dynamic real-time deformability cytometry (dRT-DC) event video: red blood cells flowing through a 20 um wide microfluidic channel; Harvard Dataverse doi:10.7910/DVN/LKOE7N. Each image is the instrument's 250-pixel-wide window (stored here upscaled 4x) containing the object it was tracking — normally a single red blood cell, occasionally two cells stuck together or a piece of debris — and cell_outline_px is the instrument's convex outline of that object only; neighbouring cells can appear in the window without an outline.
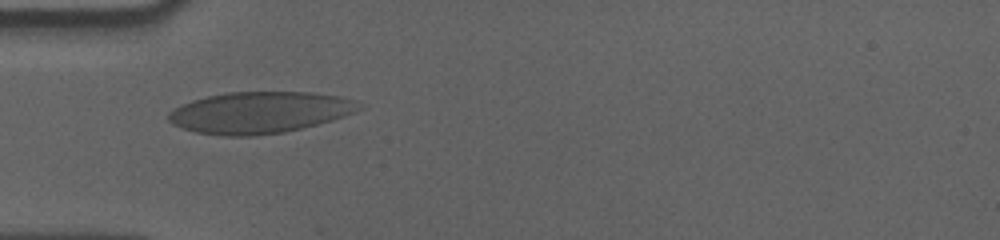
{"species": "human", "species_latin": "Homo sapiens", "temperature_condition": "cold", "stored_images_in_passage": 40, "camera_frame_rate_fps": 3000, "um_per_image_px": 0.085, "donor": {"sex": "male"}, "frame": {"image": 1, "passage_image": 1, "time_ms": 0.0, "image_size_px": [1000, 240], "cell_outline_px": [[364, 108], [356, 112], [332, 120], [284, 132], [256, 136], [224, 136], [196, 132], [172, 124], [168, 120], [168, 112], [180, 104], [192, 100], [208, 96], [228, 92], [312, 92], [340, 96], [352, 100]], "centroid_in_image_um": [22.05, 9.56], "position_along_channel_um": 63.0, "area_um2": 46.07}}
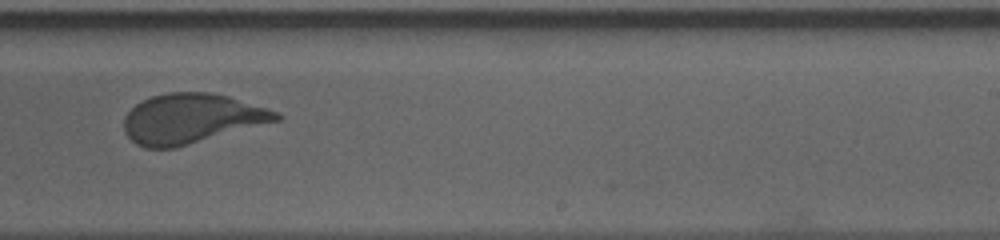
{"frame": {"image": 2, "passage_image": 19, "time_ms": 6.0, "image_size_px": [1000, 240], "cell_outline_px": [[284, 116], [280, 120], [176, 148], [144, 148], [136, 144], [124, 132], [124, 116], [136, 104], [152, 96], [168, 92], [212, 92], [228, 96], [280, 112]], "centroid_in_image_um": [16.28, 10.08], "position_along_channel_um": 272.7, "area_um2": 44.27}}
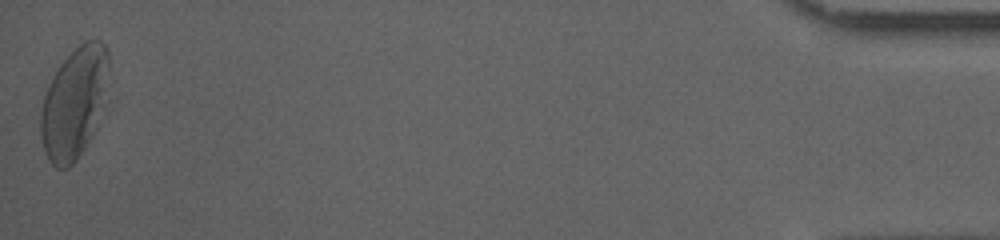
{"frame": {"image": 3, "passage_image": 40, "time_ms": 13.0, "image_size_px": [1000, 240], "cell_outline_px": [[108, 112], [76, 160], [68, 168], [56, 168], [48, 160], [44, 152], [40, 136], [40, 112], [44, 96], [52, 76], [60, 64], [84, 40], [100, 40], [104, 44], [108, 52]], "centroid_in_image_um": [6.36, 8.78], "position_along_channel_um": 428.8, "area_um2": 45.37}, "authors_computed_cell_mechanics": {"area_um2": 44.2748, "velocity_mm_per_s": 3.5372, "shape_relaxation_time_tau1_ms": 6.2556, "shape_relaxation_time_tau2_ms": null, "deformation_change_tau1": 0.1827, "deformation_change_tau2": null}}